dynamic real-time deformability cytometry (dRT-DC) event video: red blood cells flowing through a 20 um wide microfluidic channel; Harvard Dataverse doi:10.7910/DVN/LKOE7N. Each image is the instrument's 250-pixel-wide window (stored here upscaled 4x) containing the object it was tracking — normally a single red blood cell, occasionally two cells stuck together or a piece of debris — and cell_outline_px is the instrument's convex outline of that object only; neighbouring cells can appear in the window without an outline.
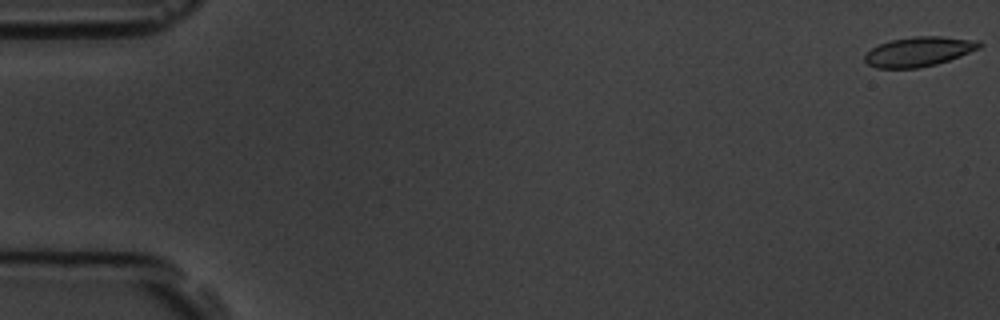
{"species": "common noctule bat (a hibernating species)", "species_latin": "Nyctalus noctula", "temperature_condition": "room temperature", "stored_images_in_passage": 8, "camera_frame_rate_fps": 3000, "um_per_image_px": 0.085, "animal": {"sex": "male", "body_mass_g": 19.5, "forearm_length_mm": 54.6}, "frame": {"image": 1, "passage_image": 1, "time_ms": 0.0, "image_size_px": [1000, 320], "cell_outline_px": [[984, 44], [980, 48], [960, 56], [936, 64], [916, 68], [876, 68], [868, 64], [864, 60], [864, 56], [872, 48], [880, 44], [892, 40], [916, 36], [940, 36], [980, 40]], "centroid_in_image_um": [78.14, 4.38], "position_along_channel_um": 6.9, "area_um2": 19.71}}
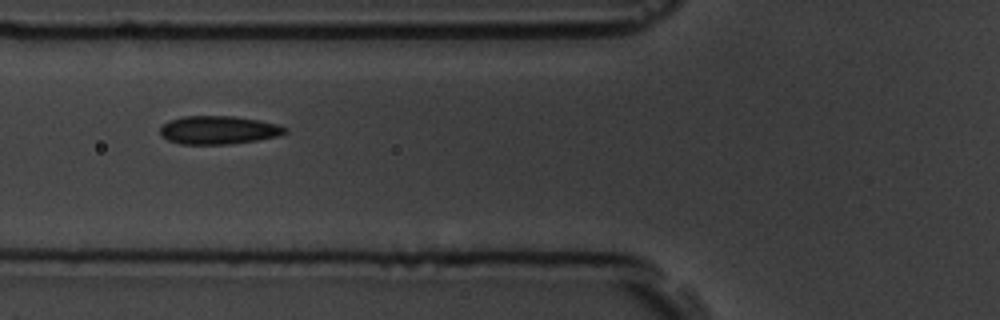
{"frame": {"image": 2, "passage_image": 6, "time_ms": 6.667, "image_size_px": [1000, 320], "cell_outline_px": [[288, 132], [280, 136], [256, 140], [228, 144], [180, 144], [168, 140], [160, 136], [160, 128], [168, 120], [184, 116], [232, 116], [260, 120], [280, 124], [288, 128]], "centroid_in_image_um": [18.6, 11.05], "position_along_channel_um": 107.2, "area_um2": 20.81}}
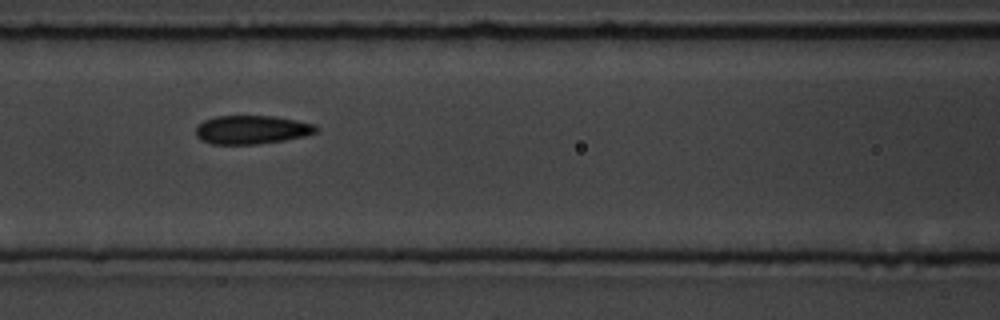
{"frame": {"image": 3, "passage_image": 7, "time_ms": 7.667, "image_size_px": [1000, 320], "cell_outline_px": [[320, 128], [316, 132], [304, 136], [284, 140], [256, 144], [212, 144], [200, 140], [196, 136], [196, 124], [204, 120], [216, 116], [276, 116], [316, 124]], "centroid_in_image_um": [21.39, 11.02], "position_along_channel_um": 145.2, "area_um2": 20.23}}